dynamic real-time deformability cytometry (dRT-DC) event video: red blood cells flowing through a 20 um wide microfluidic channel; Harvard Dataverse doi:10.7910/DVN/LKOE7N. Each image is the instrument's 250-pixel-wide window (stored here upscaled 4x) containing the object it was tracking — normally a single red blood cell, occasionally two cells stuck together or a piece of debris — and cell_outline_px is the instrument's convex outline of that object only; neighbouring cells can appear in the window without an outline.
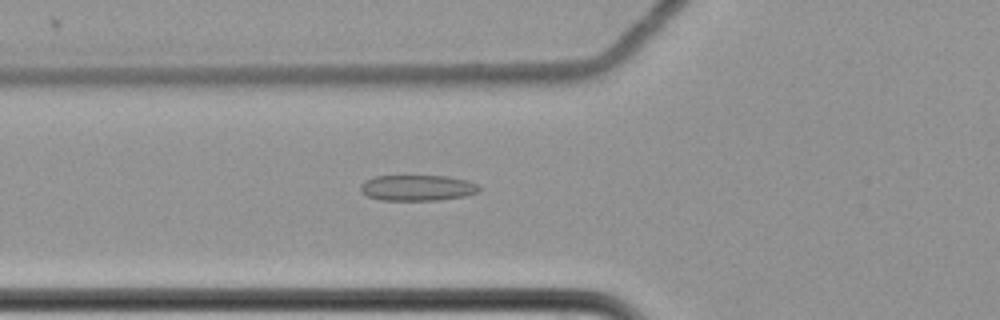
{"species": "common noctule bat (a hibernating species)", "species_latin": "Nyctalus noctula", "temperature_condition": "cold", "stored_images_in_passage": 28, "camera_frame_rate_fps": 3000, "um_per_image_px": 0.085, "animal": {"sex": "female", "body_mass_g": 22.7, "forearm_length_mm": 54.2}, "frame": {"image": 1, "passage_image": 15, "time_ms": 4.667, "image_size_px": [1000, 320], "cell_outline_px": [[480, 192], [464, 196], [436, 200], [380, 200], [368, 196], [360, 192], [360, 184], [364, 180], [376, 176], [448, 176], [468, 180], [476, 184], [480, 188]], "centroid_in_image_um": [35.46, 15.96], "position_along_channel_um": 90.3, "area_um2": 17.92}}